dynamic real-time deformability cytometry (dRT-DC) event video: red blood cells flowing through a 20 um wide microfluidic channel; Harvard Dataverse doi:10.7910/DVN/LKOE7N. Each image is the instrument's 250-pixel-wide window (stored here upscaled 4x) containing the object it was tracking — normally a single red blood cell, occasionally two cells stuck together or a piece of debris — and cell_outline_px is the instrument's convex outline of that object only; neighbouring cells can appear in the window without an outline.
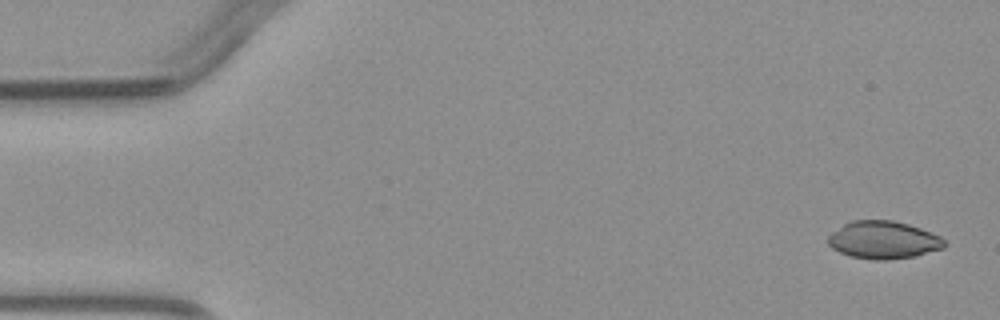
{"species": "common noctule bat (a hibernating species)", "species_latin": "Nyctalus noctula", "temperature_condition": "warm", "stored_images_in_passage": 5, "camera_frame_rate_fps": 3000, "um_per_image_px": 0.085, "animal": {"sex": "male", "body_mass_g": 23.1, "forearm_length_mm": 52.7}, "frame": {"image": 1, "passage_image": 1, "time_ms": 0.0, "image_size_px": [1000, 320], "cell_outline_px": [[944, 248], [916, 256], [884, 260], [872, 260], [852, 256], [840, 252], [832, 248], [828, 244], [828, 236], [832, 232], [844, 224], [852, 220], [892, 220], [908, 224], [920, 228], [940, 236], [944, 240]], "centroid_in_image_um": [75.08, 20.4], "position_along_channel_um": 9.9, "area_um2": 25.43}}
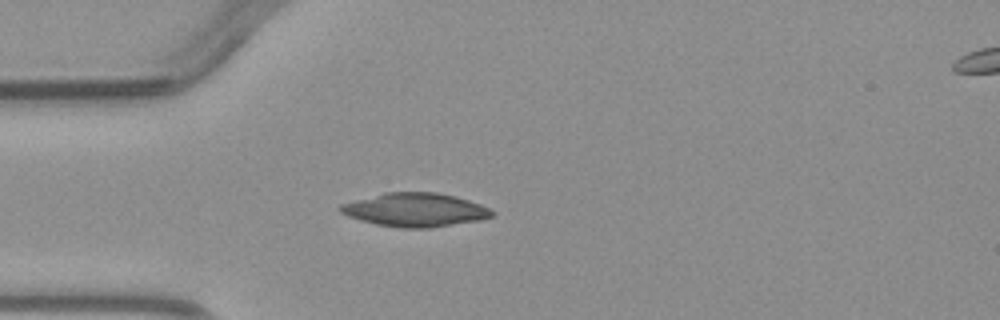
{"frame": {"image": 2, "passage_image": 4, "time_ms": 3.667, "image_size_px": [1000, 320], "cell_outline_px": [[496, 216], [480, 220], [428, 228], [404, 228], [376, 224], [360, 220], [348, 216], [340, 212], [336, 208], [340, 204], [384, 192], [436, 192], [456, 196], [480, 204], [496, 212]], "centroid_in_image_um": [35.29, 17.83], "position_along_channel_um": 49.7, "area_um2": 29.82}}